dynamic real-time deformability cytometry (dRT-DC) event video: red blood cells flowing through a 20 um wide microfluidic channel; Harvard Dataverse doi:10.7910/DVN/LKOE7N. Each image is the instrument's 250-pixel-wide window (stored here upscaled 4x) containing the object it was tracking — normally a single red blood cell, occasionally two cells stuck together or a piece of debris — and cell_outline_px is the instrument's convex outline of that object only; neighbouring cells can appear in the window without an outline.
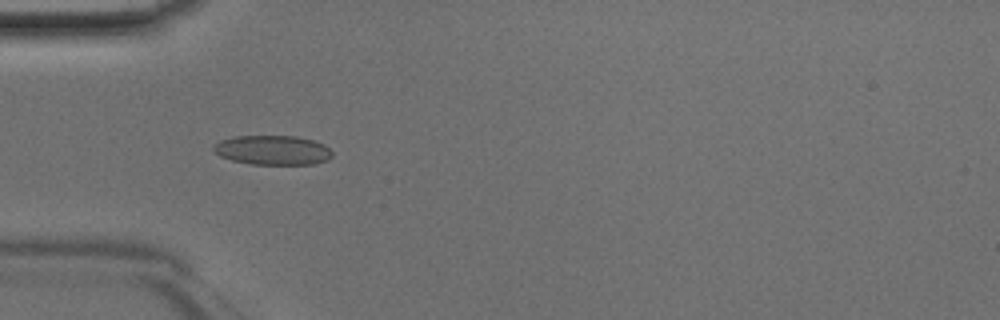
{"species": "Egyptian fruit bat (a non-hibernating species)", "species_latin": "Rousettus aegyptiacus", "temperature_condition": "room temperature", "stored_images_in_passage": 33, "camera_frame_rate_fps": 3000, "um_per_image_px": 0.085, "animal": {"sex": "male"}, "frame": {"image": 1, "passage_image": 1, "time_ms": 0.0, "image_size_px": [1000, 320], "cell_outline_px": [[332, 156], [328, 160], [316, 164], [252, 164], [232, 160], [220, 156], [212, 148], [220, 140], [232, 136], [296, 136], [312, 140], [324, 144], [332, 152]], "centroid_in_image_um": [23.19, 12.76], "position_along_channel_um": 61.8, "area_um2": 20.35}}
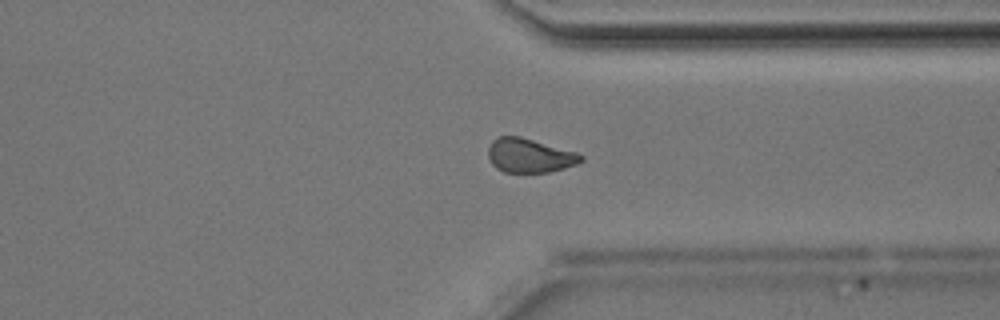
{"frame": {"image": 2, "passage_image": 22, "time_ms": 7.0, "image_size_px": [1000, 320], "cell_outline_px": [[584, 160], [576, 164], [564, 168], [548, 172], [504, 172], [496, 168], [492, 164], [488, 156], [488, 148], [492, 140], [500, 136], [520, 136], [576, 152], [584, 156]], "centroid_in_image_um": [45.0, 13.22], "position_along_channel_um": 366.4, "area_um2": 18.38}}
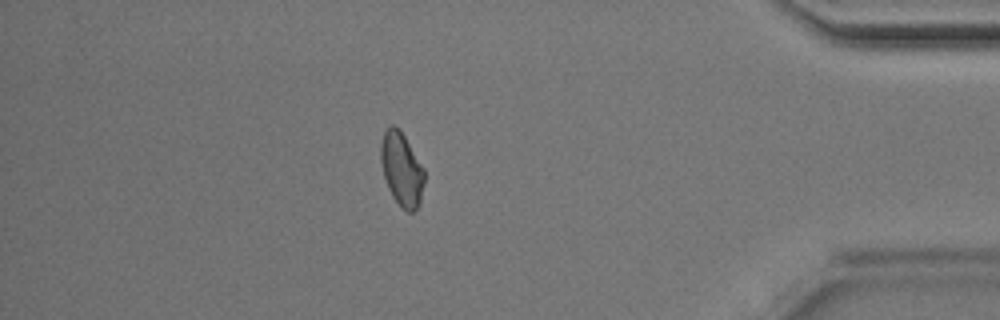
{"frame": {"image": 3, "passage_image": 27, "time_ms": 8.667, "image_size_px": [1000, 320], "cell_outline_px": [[424, 184], [420, 204], [412, 212], [408, 212], [392, 196], [388, 188], [384, 176], [380, 160], [380, 144], [384, 132], [392, 124], [400, 128], [424, 168]], "centroid_in_image_um": [34.14, 14.35], "position_along_channel_um": 401.1, "area_um2": 18.67}}